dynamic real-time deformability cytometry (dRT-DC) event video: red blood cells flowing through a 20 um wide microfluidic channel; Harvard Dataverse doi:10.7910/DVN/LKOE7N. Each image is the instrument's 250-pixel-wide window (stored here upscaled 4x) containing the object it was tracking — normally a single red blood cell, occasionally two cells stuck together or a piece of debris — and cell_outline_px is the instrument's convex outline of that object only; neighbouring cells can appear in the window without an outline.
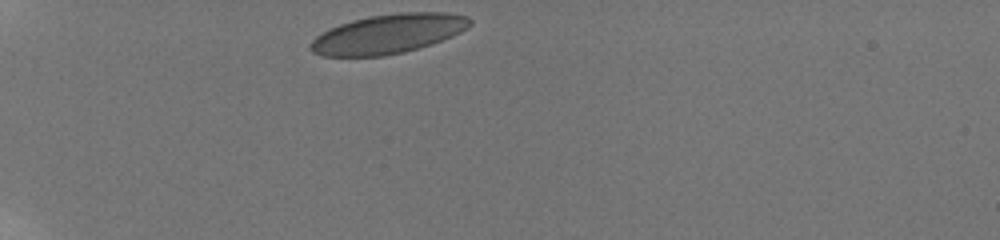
{"species": "human", "species_latin": "Homo sapiens", "temperature_condition": "room temperature", "stored_images_in_passage": 8, "camera_frame_rate_fps": 3000, "um_per_image_px": 0.085, "donor": {"sex": "male"}, "frame": {"image": 1, "passage_image": 1, "time_ms": 0.0, "image_size_px": [1000, 240], "cell_outline_px": [[472, 24], [468, 28], [452, 36], [432, 44], [420, 48], [404, 52], [384, 56], [324, 56], [312, 52], [308, 48], [308, 44], [316, 36], [328, 28], [352, 20], [372, 16], [400, 12], [448, 12], [468, 16], [472, 20]], "centroid_in_image_um": [33.0, 2.88], "position_along_channel_um": 52.0, "area_um2": 36.82}}
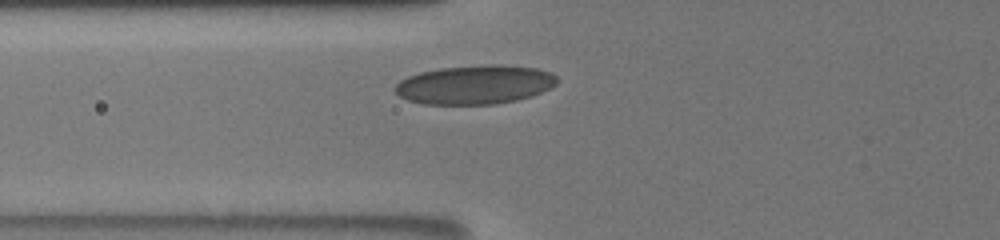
{"frame": {"image": 2, "passage_image": 4, "time_ms": 2.0, "image_size_px": [1000, 240], "cell_outline_px": [[556, 84], [552, 88], [532, 96], [516, 100], [496, 104], [420, 104], [408, 100], [400, 96], [392, 88], [400, 80], [408, 76], [420, 72], [440, 68], [484, 64], [500, 64], [540, 68], [552, 72], [556, 76]], "centroid_in_image_um": [40.39, 7.19], "position_along_channel_um": 85.4, "area_um2": 37.22}}
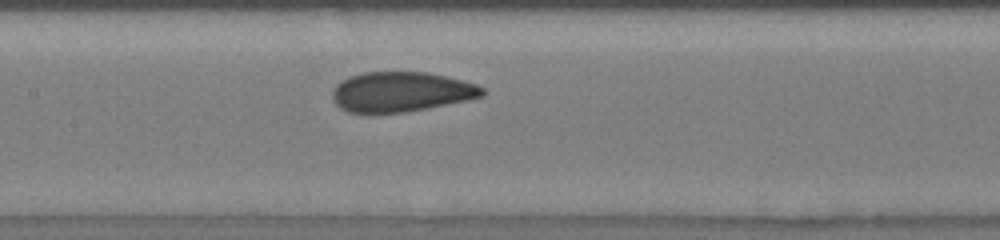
{"frame": {"image": 3, "passage_image": 8, "time_ms": 4.333, "image_size_px": [1000, 240], "cell_outline_px": [[488, 92], [484, 96], [468, 100], [428, 108], [404, 112], [348, 112], [340, 108], [332, 100], [332, 88], [336, 84], [348, 76], [364, 72], [424, 72], [464, 80], [476, 84], [484, 88]], "centroid_in_image_um": [34.1, 7.8], "position_along_channel_um": 173.3, "area_um2": 35.03}}